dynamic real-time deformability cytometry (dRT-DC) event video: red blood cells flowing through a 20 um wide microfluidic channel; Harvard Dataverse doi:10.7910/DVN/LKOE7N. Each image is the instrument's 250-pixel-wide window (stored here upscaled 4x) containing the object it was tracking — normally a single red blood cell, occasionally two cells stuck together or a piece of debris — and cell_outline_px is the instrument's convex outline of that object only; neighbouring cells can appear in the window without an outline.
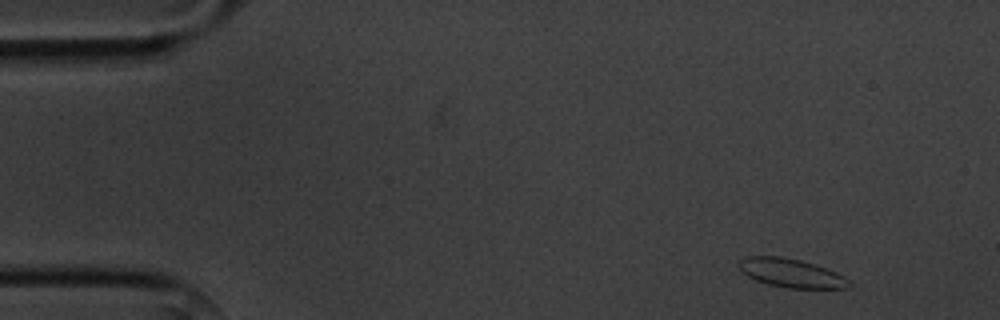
{"species": "common noctule bat (a hibernating species)", "species_latin": "Nyctalus noctula", "temperature_condition": "cold", "stored_images_in_passage": 3, "camera_frame_rate_fps": 3000, "um_per_image_px": 0.085, "animal": {"sex": "male", "body_mass_g": 20.1, "forearm_length_mm": 53.5}, "frame": {"image": 1, "passage_image": 1, "time_ms": 0.0, "image_size_px": [1000, 320], "cell_outline_px": [[852, 288], [788, 288], [768, 284], [756, 280], [748, 276], [740, 268], [740, 260], [744, 256], [784, 256], [800, 260], [836, 272], [844, 276], [852, 284]], "centroid_in_image_um": [67.27, 23.21], "position_along_channel_um": 17.7, "area_um2": 18.26}}